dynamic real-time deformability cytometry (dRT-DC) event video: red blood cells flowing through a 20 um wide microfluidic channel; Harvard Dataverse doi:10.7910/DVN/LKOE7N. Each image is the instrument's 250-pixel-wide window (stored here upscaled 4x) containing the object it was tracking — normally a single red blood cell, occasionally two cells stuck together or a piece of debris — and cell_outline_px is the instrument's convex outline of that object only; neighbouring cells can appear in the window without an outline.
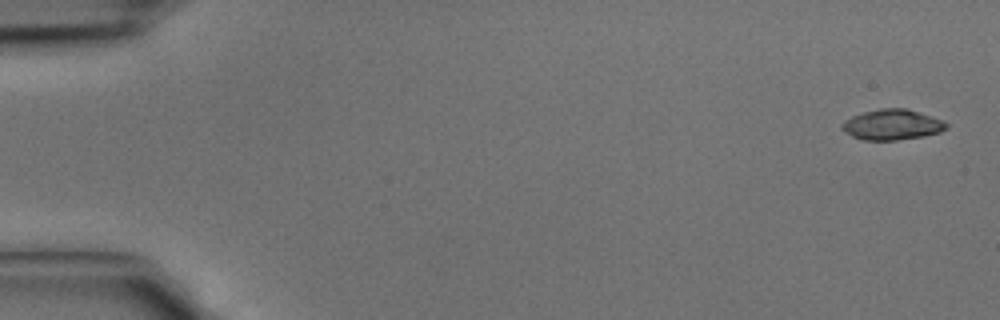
{"species": "common noctule bat (a hibernating species)", "species_latin": "Nyctalus noctula", "temperature_condition": "cold", "stored_images_in_passage": 5, "camera_frame_rate_fps": 3000, "um_per_image_px": 0.085, "animal": {"sex": "male", "body_mass_g": 15.6}, "frame": {"image": 1, "passage_image": 1, "time_ms": 0.0, "image_size_px": [1000, 320], "cell_outline_px": [[948, 128], [940, 132], [924, 136], [896, 140], [864, 140], [852, 136], [840, 128], [840, 124], [844, 120], [852, 116], [864, 112], [880, 108], [904, 108], [940, 120], [948, 124]], "centroid_in_image_um": [75.78, 10.61], "position_along_channel_um": 9.2, "area_um2": 18.32}}